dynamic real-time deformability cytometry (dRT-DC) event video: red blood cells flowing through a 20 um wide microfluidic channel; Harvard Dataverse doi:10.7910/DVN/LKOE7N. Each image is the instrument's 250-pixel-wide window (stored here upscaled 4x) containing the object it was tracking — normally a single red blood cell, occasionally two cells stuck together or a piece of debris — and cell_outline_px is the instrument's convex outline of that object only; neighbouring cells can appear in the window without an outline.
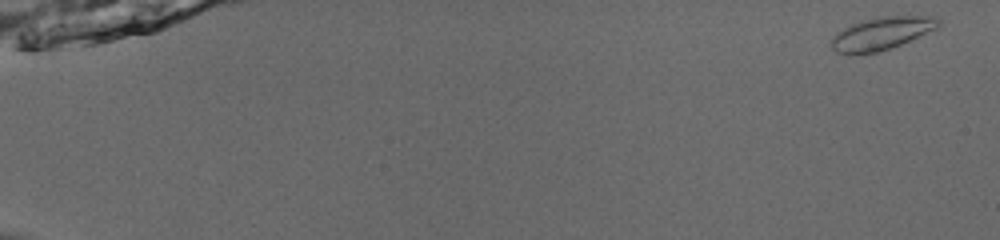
{"species": "common noctule bat (a hibernating species)", "species_latin": "Nyctalus noctula", "temperature_condition": "room temperature", "stored_images_in_passage": 54, "camera_frame_rate_fps": 3000, "um_per_image_px": 0.085, "animal": {"sex": "male", "body_mass_g": 13.0, "forearm_length_mm": 53.1}, "frame": {"image": 1, "passage_image": 1, "time_ms": 0.0, "image_size_px": [1000, 240], "cell_outline_px": [[940, 28], [892, 48], [876, 52], [848, 56], [836, 52], [832, 48], [832, 40], [844, 28], [852, 24], [864, 20], [880, 16], [936, 16], [940, 20]], "centroid_in_image_um": [75.0, 2.86], "position_along_channel_um": 10.0, "area_um2": 20.58}}
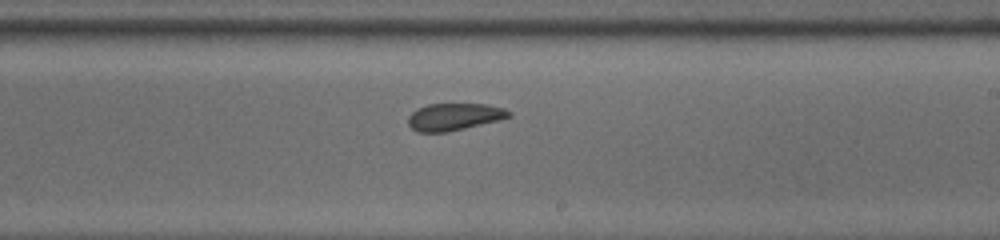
{"frame": {"image": 2, "passage_image": 34, "time_ms": 11.0, "image_size_px": [1000, 240], "cell_outline_px": [[512, 116], [500, 120], [464, 128], [444, 132], [416, 132], [408, 124], [408, 116], [416, 108], [428, 104], [484, 104], [504, 108], [512, 112]], "centroid_in_image_um": [38.6, 9.92], "position_along_channel_um": 250.4, "area_um2": 15.95}}
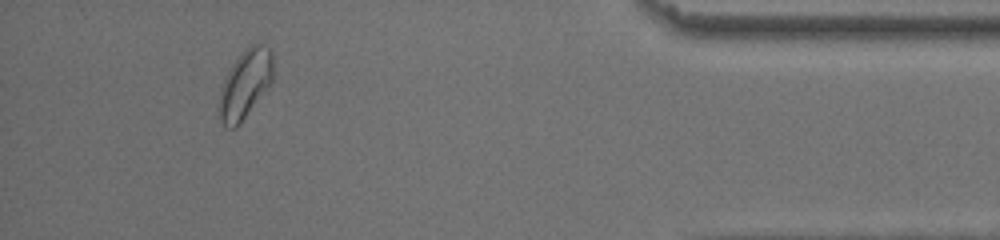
{"frame": {"image": 3, "passage_image": 50, "time_ms": 16.333, "image_size_px": [1000, 240], "cell_outline_px": [[272, 84], [240, 124], [236, 128], [228, 128], [220, 120], [216, 108], [220, 88], [224, 76], [232, 64], [244, 48], [252, 44], [260, 44], [272, 48]], "centroid_in_image_um": [20.81, 7.17], "position_along_channel_um": 414.4, "area_um2": 22.25}, "authors_computed_cell_mechanics": {"area_um2": 17.6001, "velocity_mm_per_s": 3.8522, "shape_relaxation_time_tau1_ms": null, "shape_relaxation_time_tau2_ms": 2.7881, "deformation_change_tau1": null, "deformation_change_tau2": 0.0786}}